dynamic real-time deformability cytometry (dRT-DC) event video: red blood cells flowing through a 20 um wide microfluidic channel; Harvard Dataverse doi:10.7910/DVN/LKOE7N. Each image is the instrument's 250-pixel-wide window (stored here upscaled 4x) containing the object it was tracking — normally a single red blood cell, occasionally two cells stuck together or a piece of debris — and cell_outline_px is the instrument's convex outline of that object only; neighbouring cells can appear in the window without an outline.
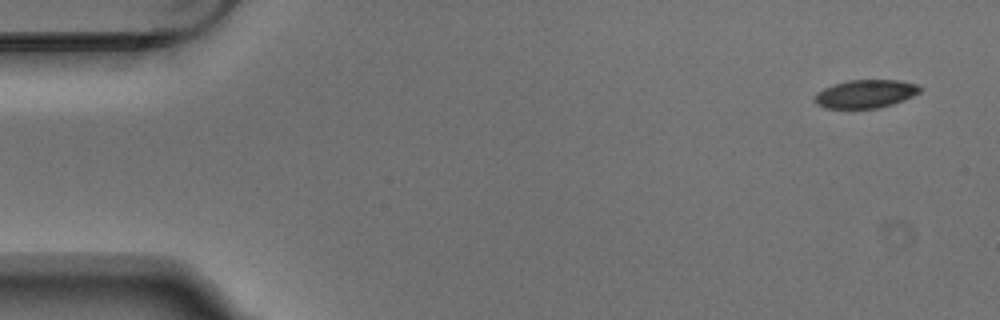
{"species": "Egyptian fruit bat (a non-hibernating species)", "species_latin": "Rousettus aegyptiacus", "temperature_condition": "warm", "stored_images_in_passage": 5, "camera_frame_rate_fps": 3000, "um_per_image_px": 0.085, "animal": {"sex": "male"}, "frame": {"image": 1, "passage_image": 1, "time_ms": 0.0, "image_size_px": [1000, 320], "cell_outline_px": [[924, 88], [920, 92], [904, 100], [892, 104], [876, 108], [824, 108], [816, 104], [816, 92], [832, 84], [848, 80], [896, 80], [916, 84]], "centroid_in_image_um": [73.57, 7.97], "position_along_channel_um": 11.4, "area_um2": 17.28}}
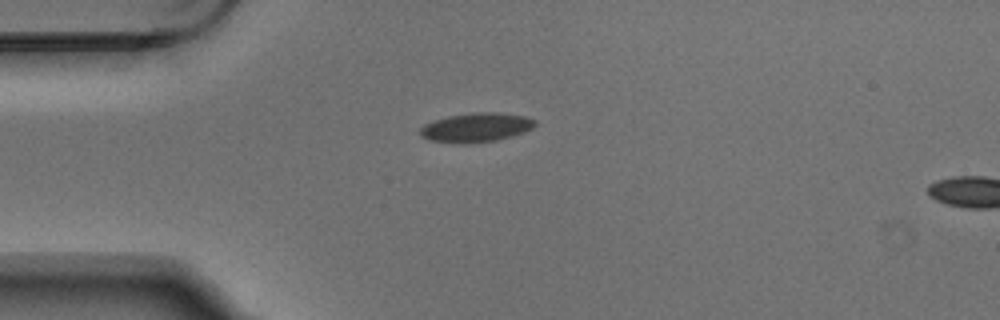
{"frame": {"image": 2, "passage_image": 4, "time_ms": 1.0, "image_size_px": [1000, 320], "cell_outline_px": [[536, 124], [532, 128], [524, 132], [512, 136], [496, 140], [468, 144], [464, 144], [428, 140], [420, 136], [420, 128], [424, 124], [432, 120], [448, 116], [472, 112], [496, 112], [524, 116], [536, 120]], "centroid_in_image_um": [40.44, 10.83], "position_along_channel_um": 44.6, "area_um2": 19.71}}